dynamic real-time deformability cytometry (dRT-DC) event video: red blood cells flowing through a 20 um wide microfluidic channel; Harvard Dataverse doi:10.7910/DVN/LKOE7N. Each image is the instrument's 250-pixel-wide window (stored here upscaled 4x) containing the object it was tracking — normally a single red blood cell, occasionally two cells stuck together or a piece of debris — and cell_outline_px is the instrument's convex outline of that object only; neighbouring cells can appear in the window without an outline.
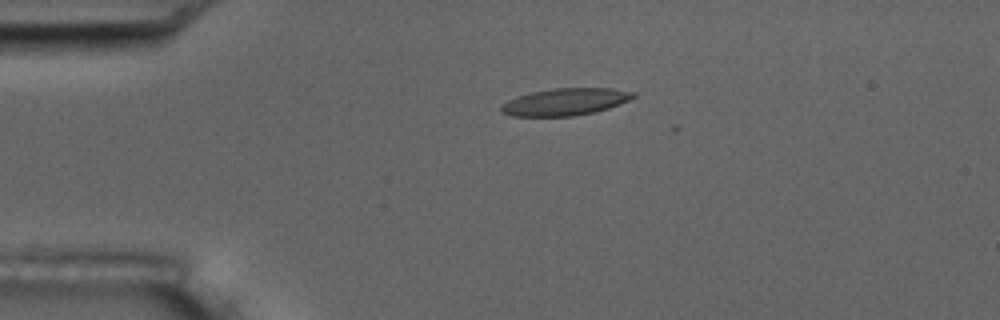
{"species": "common noctule bat (a hibernating species)", "species_latin": "Nyctalus noctula", "temperature_condition": "room temperature", "stored_images_in_passage": 5, "camera_frame_rate_fps": 3000, "um_per_image_px": 0.085, "animal": {"sex": "male", "body_mass_g": 17.5, "forearm_length_mm": 52.3}, "frame": {"image": 1, "passage_image": 4, "time_ms": 3.333, "image_size_px": [1000, 320], "cell_outline_px": [[636, 96], [628, 100], [608, 108], [576, 116], [512, 116], [500, 112], [500, 108], [508, 100], [516, 96], [532, 92], [556, 88], [612, 88], [636, 92]], "centroid_in_image_um": [48.04, 8.65], "position_along_channel_um": 37.0, "area_um2": 20.75}}